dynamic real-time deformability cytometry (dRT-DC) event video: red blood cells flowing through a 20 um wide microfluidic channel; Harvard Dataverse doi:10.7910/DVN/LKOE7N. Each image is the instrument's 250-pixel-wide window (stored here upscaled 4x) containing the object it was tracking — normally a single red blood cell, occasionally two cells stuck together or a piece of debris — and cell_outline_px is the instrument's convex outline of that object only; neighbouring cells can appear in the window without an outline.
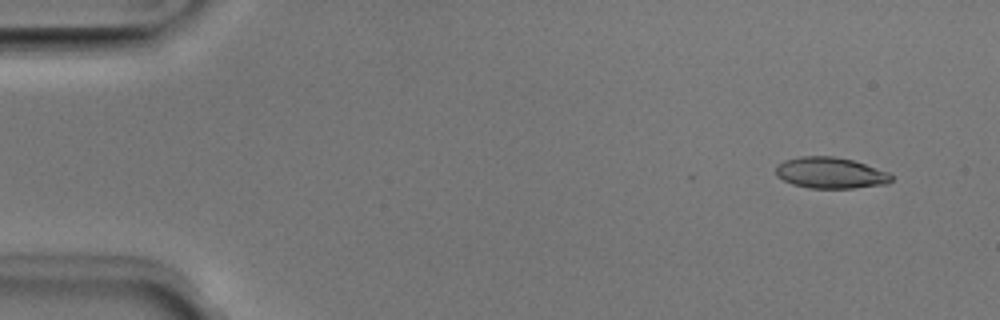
{"species": "Egyptian fruit bat (a non-hibernating species)", "species_latin": "Rousettus aegyptiacus", "temperature_condition": "room temperature", "stored_images_in_passage": 50, "camera_frame_rate_fps": 3000, "um_per_image_px": 0.085, "animal": {"sex": "male"}, "frame": {"image": 1, "passage_image": 4, "time_ms": 1.0, "image_size_px": [1000, 320], "cell_outline_px": [[880, 180], [868, 184], [840, 188], [824, 188], [800, 184], [788, 180], [784, 176], [796, 160], [848, 160], [860, 164], [868, 168]], "centroid_in_image_um": [70.56, 14.77], "position_along_channel_um": 14.4, "area_um2": 14.91}}
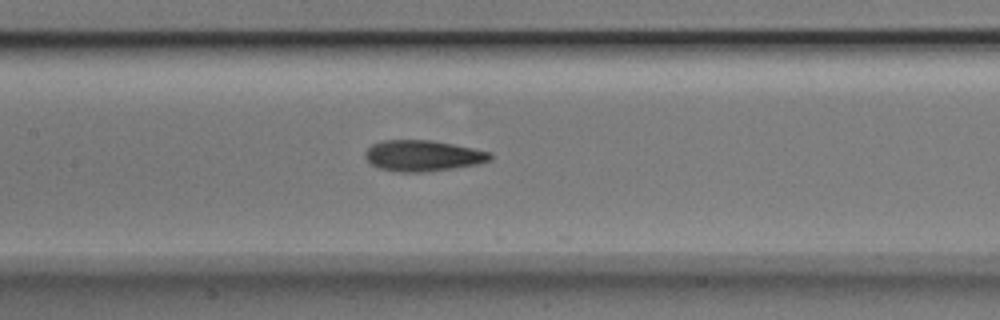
{"frame": {"image": 2, "passage_image": 24, "time_ms": 7.667, "image_size_px": [1000, 320], "cell_outline_px": [[488, 156], [480, 160], [456, 164], [428, 168], [396, 168], [380, 164], [372, 160], [372, 148], [384, 144], [440, 144], [480, 152]], "centroid_in_image_um": [35.93, 13.22], "position_along_channel_um": 171.5, "area_um2": 15.61}}
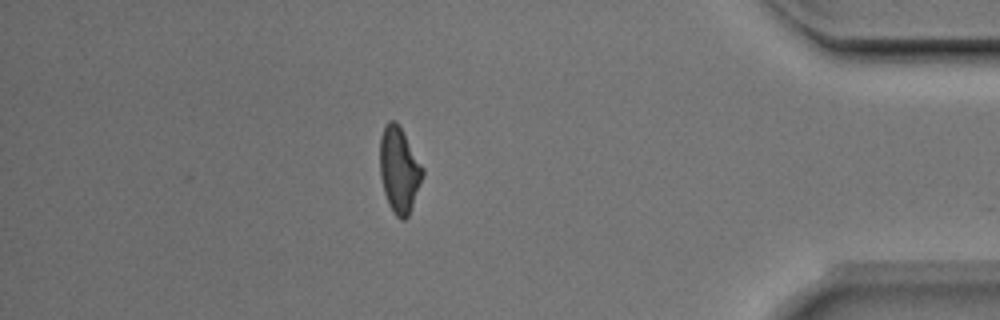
{"frame": {"image": 3, "passage_image": 44, "time_ms": 14.333, "image_size_px": [1000, 320], "cell_outline_px": [[420, 176], [408, 212], [404, 216], [400, 216], [392, 208], [384, 184], [380, 160], [380, 148], [384, 132], [388, 124], [396, 124], [420, 168]], "centroid_in_image_um": [33.87, 14.44], "position_along_channel_um": 401.3, "area_um2": 17.57}, "authors_computed_cell_mechanics": {"area_um2": 16.0973, "velocity_mm_per_s": 4.0406, "shape_relaxation_time_tau1_ms": null, "shape_relaxation_time_tau2_ms": 6.9004, "deformation_change_tau1": null, "deformation_change_tau2": 0.1603}}